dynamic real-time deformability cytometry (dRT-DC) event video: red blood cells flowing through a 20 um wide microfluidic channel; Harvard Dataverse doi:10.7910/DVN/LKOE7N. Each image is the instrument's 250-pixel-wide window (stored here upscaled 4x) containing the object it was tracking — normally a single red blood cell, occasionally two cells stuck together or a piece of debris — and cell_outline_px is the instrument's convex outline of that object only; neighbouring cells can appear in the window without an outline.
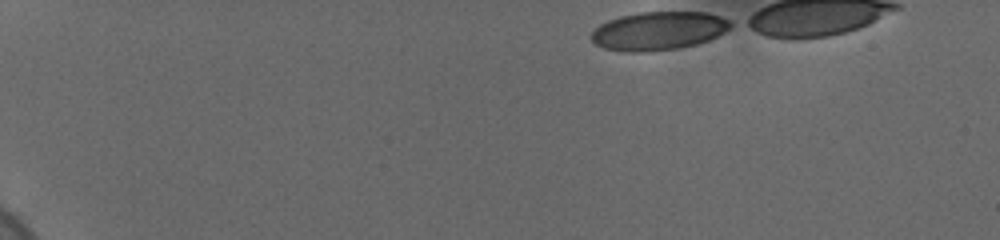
{"species": "human", "species_latin": "Homo sapiens", "temperature_condition": "cold", "stored_images_in_passage": 45, "camera_frame_rate_fps": 3000, "um_per_image_px": 0.085, "donor": {"sex": "female"}, "frame": {"image": 1, "passage_image": 1, "time_ms": 0.0, "image_size_px": [1000, 240], "cell_outline_px": [[736, 24], [724, 32], [708, 40], [696, 44], [676, 48], [640, 52], [624, 52], [604, 48], [596, 44], [592, 40], [592, 32], [600, 24], [608, 20], [620, 16], [640, 12], [708, 12], [720, 16]], "centroid_in_image_um": [55.99, 2.61], "position_along_channel_um": 29.0, "area_um2": 31.1}}
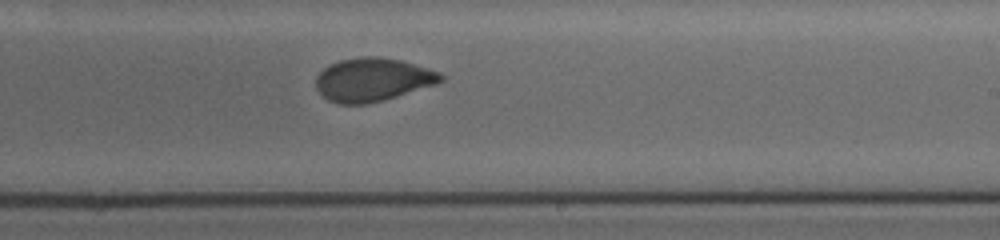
{"frame": {"image": 2, "passage_image": 29, "time_ms": 9.333, "image_size_px": [1000, 240], "cell_outline_px": [[444, 80], [436, 84], [384, 100], [368, 104], [340, 104], [328, 100], [316, 88], [316, 76], [328, 64], [340, 60], [360, 56], [376, 56], [400, 60], [428, 68], [440, 72], [444, 76]], "centroid_in_image_um": [31.67, 6.76], "position_along_channel_um": 257.3, "area_um2": 31.62}}
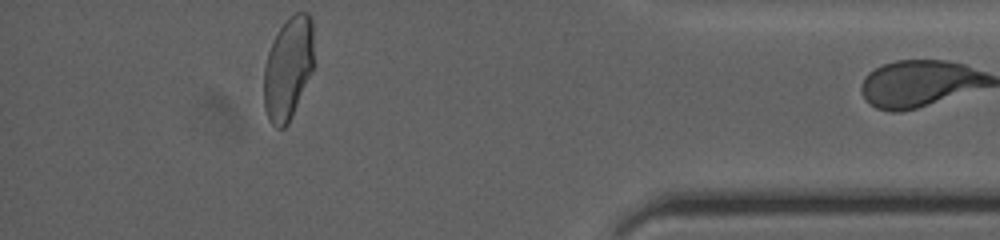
{"frame": {"image": 3, "passage_image": 44, "time_ms": 14.333, "image_size_px": [1000, 240], "cell_outline_px": [[312, 72], [292, 116], [288, 124], [284, 128], [276, 128], [272, 124], [264, 108], [264, 68], [268, 52], [280, 28], [296, 12], [308, 12], [312, 20]], "centroid_in_image_um": [24.49, 5.84], "position_along_channel_um": 410.7, "area_um2": 29.42}}